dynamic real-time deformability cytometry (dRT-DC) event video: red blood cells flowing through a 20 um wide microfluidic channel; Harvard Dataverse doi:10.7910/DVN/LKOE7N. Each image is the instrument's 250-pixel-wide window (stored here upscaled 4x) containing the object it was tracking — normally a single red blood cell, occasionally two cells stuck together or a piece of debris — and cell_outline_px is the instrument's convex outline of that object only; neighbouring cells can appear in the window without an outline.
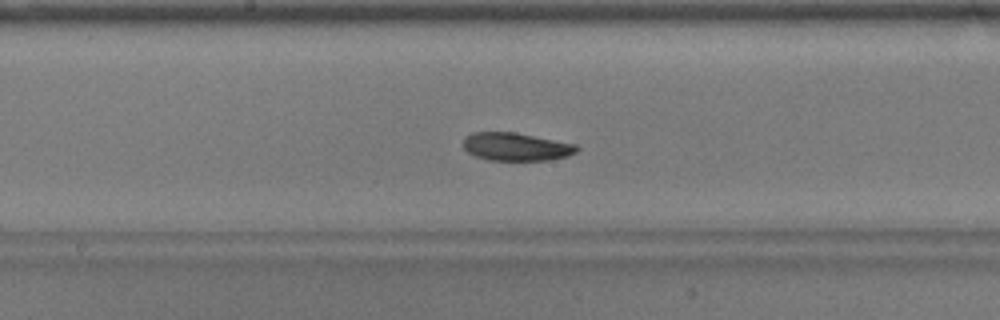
{"species": "common noctule bat (a hibernating species)", "species_latin": "Nyctalus noctula", "temperature_condition": "warm", "stored_images_in_passage": 39, "camera_frame_rate_fps": 3000, "um_per_image_px": 0.085, "animal": {"sex": "male", "body_mass_g": 17.9}, "frame": {"image": 1, "passage_image": 14, "time_ms": 4.333, "image_size_px": [1000, 320], "cell_outline_px": [[580, 148], [576, 152], [568, 156], [548, 160], [488, 160], [476, 156], [468, 152], [464, 148], [464, 136], [472, 132], [516, 132], [576, 144]], "centroid_in_image_um": [43.87, 12.46], "position_along_channel_um": 204.3, "area_um2": 18.61}}
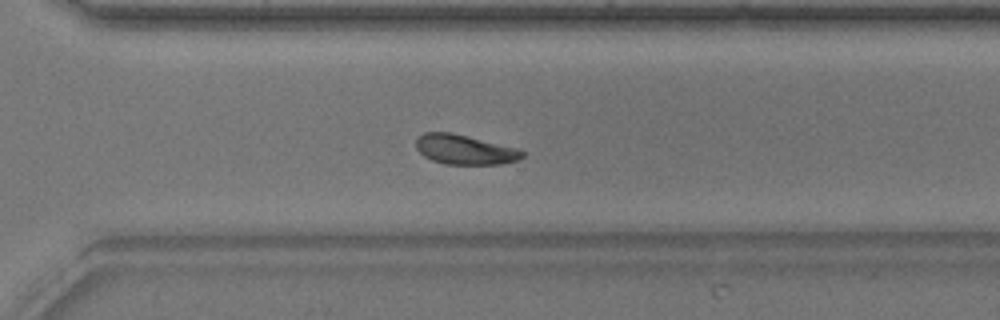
{"frame": {"image": 2, "passage_image": 24, "time_ms": 7.667, "image_size_px": [1000, 320], "cell_outline_px": [[524, 156], [520, 160], [500, 164], [444, 164], [432, 160], [424, 156], [416, 148], [416, 140], [424, 132], [452, 132], [516, 148], [524, 152]], "centroid_in_image_um": [39.5, 12.72], "position_along_channel_um": 331.1, "area_um2": 18.32}}
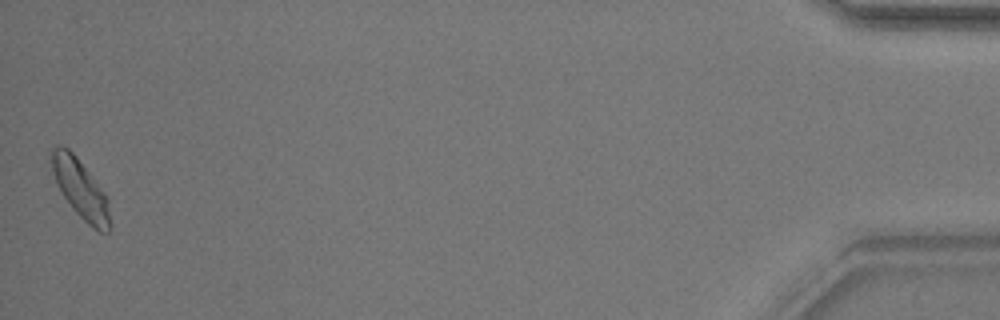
{"frame": {"image": 3, "passage_image": 39, "time_ms": 12.667, "image_size_px": [1000, 320], "cell_outline_px": [[112, 228], [108, 232], [100, 232], [92, 228], [72, 208], [56, 184], [48, 160], [52, 148], [56, 144], [68, 148], [76, 156], [108, 196], [112, 224]], "centroid_in_image_um": [6.85, 16.06], "position_along_channel_um": 428.4, "area_um2": 20.58}, "authors_computed_cell_mechanics": {"area_um2": 18.8428, "velocity_mm_per_s": 3.8089, "shape_relaxation_time_tau1_ms": 2.7742, "shape_relaxation_time_tau2_ms": 4.1965, "deformation_change_tau1": 0.118, "deformation_change_tau2": 0.0806}}